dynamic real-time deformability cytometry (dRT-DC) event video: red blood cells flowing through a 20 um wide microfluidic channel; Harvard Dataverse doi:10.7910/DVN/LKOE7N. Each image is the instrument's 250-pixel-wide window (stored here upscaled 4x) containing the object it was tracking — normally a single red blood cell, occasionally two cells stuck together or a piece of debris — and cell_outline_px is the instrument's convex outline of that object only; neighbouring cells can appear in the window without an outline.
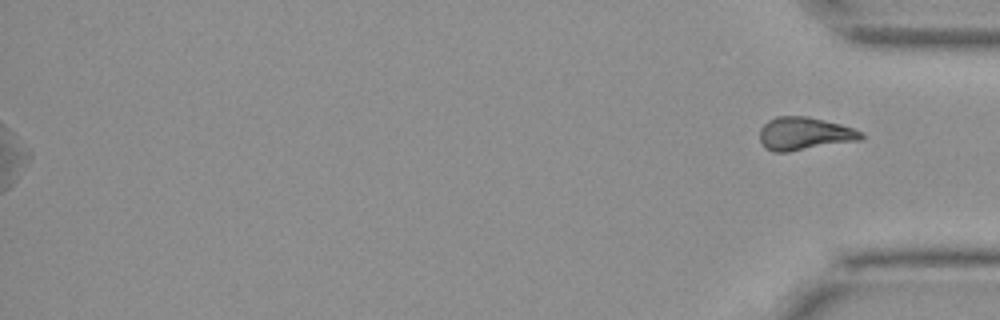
{"species": "Egyptian fruit bat (a non-hibernating species)", "species_latin": "Rousettus aegyptiacus", "temperature_condition": "cold", "stored_images_in_passage": 45, "segment_of_instrument_passage": [2, 2], "camera_frame_rate_fps": 3000, "um_per_image_px": 0.085, "animal": {"sex": "female"}, "frame": {"image": 1, "passage_image": 45, "time_ms": 14.667, "image_size_px": [1000, 320], "cell_outline_px": [[864, 136], [860, 140], [788, 152], [772, 152], [764, 148], [760, 140], [760, 128], [768, 120], [776, 116], [808, 116], [840, 124], [864, 132]], "centroid_in_image_um": [68.36, 11.36], "position_along_channel_um": 366.8, "area_um2": 19.59}}